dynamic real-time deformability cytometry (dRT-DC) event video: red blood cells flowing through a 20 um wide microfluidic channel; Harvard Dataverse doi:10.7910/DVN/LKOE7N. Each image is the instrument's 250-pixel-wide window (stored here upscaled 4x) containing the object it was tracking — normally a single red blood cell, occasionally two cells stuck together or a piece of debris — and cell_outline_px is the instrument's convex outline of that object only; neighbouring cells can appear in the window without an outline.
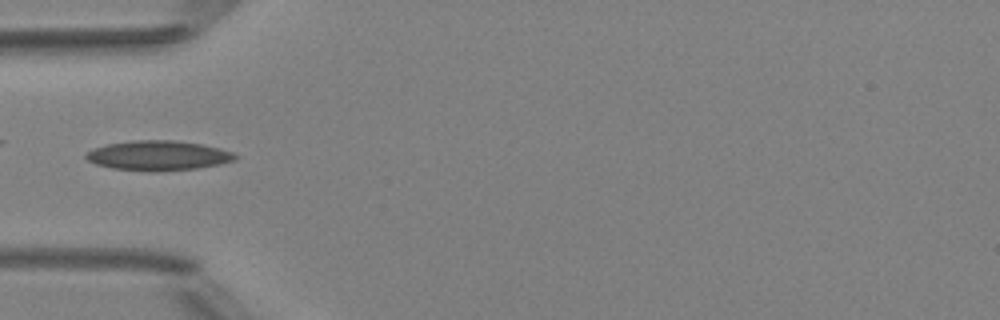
{"species": "Egyptian fruit bat (a non-hibernating species)", "species_latin": "Rousettus aegyptiacus", "temperature_condition": "room temperature", "stored_images_in_passage": 5, "camera_frame_rate_fps": 3000, "um_per_image_px": 0.085, "animal": {"sex": "female"}, "frame": {"image": 1, "passage_image": 5, "time_ms": 4.667, "image_size_px": [1000, 320], "cell_outline_px": [[240, 156], [236, 160], [220, 164], [196, 168], [156, 172], [112, 168], [96, 164], [88, 160], [84, 156], [92, 148], [108, 144], [132, 140], [172, 140], [200, 144], [220, 148], [232, 152]], "centroid_in_image_um": [13.46, 13.22], "position_along_channel_um": 71.5, "area_um2": 25.89}}